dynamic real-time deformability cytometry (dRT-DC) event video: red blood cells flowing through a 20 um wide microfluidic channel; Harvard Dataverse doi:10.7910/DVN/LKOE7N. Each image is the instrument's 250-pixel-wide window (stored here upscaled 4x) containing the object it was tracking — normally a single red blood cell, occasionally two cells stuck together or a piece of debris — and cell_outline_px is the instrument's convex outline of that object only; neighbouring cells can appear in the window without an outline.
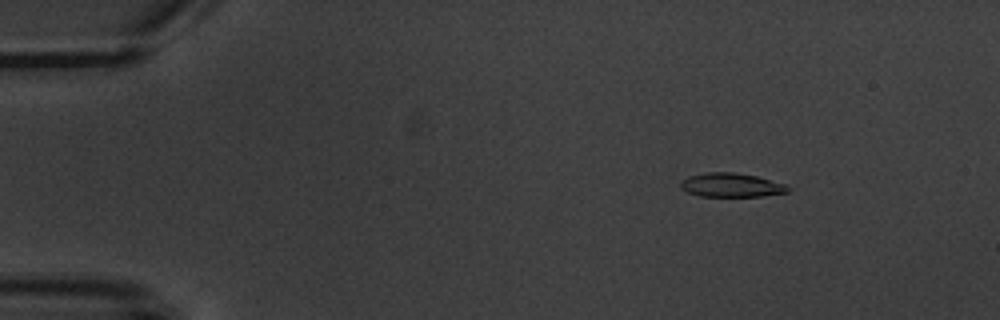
{"species": "common noctule bat (a hibernating species)", "species_latin": "Nyctalus noctula", "temperature_condition": "warm", "stored_images_in_passage": 7, "camera_frame_rate_fps": 3000, "um_per_image_px": 0.085, "animal": {"sex": "male", "body_mass_g": 20.1, "forearm_length_mm": 53.5}, "frame": {"image": 1, "passage_image": 2, "time_ms": 2.0, "image_size_px": [1000, 320], "cell_outline_px": [[792, 188], [788, 192], [760, 196], [700, 196], [688, 192], [680, 188], [680, 180], [688, 176], [704, 172], [736, 172], [756, 176], [788, 184]], "centroid_in_image_um": [62.17, 15.72], "position_along_channel_um": 22.8, "area_um2": 15.2}}
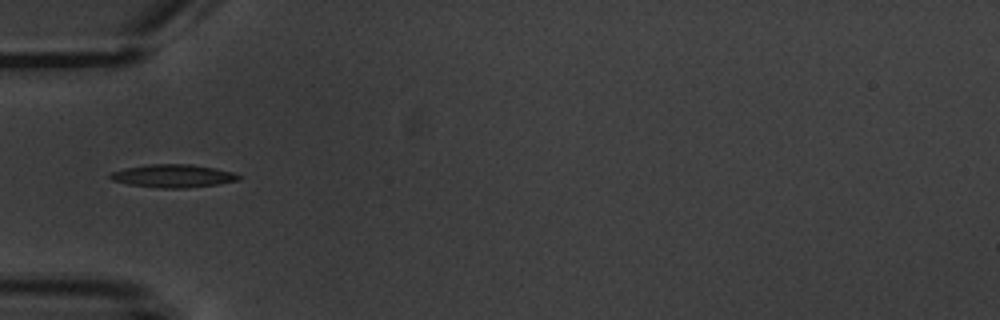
{"frame": {"image": 2, "passage_image": 5, "time_ms": 5.667, "image_size_px": [1000, 320], "cell_outline_px": [[240, 180], [216, 184], [184, 188], [160, 188], [128, 184], [112, 180], [108, 176], [112, 172], [124, 168], [148, 164], [192, 164], [232, 172], [240, 176]], "centroid_in_image_um": [14.67, 14.95], "position_along_channel_um": 70.3, "area_um2": 17.05}}
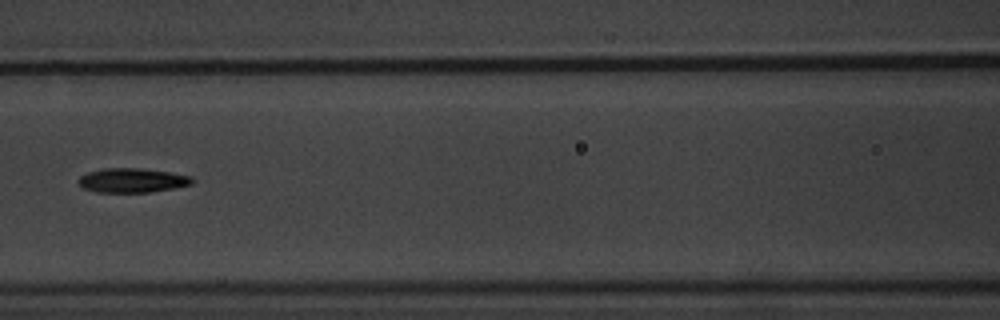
{"frame": {"image": 3, "passage_image": 7, "time_ms": 8.0, "image_size_px": [1000, 320], "cell_outline_px": [[196, 180], [192, 184], [176, 188], [152, 192], [96, 192], [84, 188], [80, 184], [80, 176], [88, 172], [104, 168], [136, 168], [168, 172], [192, 176]], "centroid_in_image_um": [11.3, 15.33], "position_along_channel_um": 155.3, "area_um2": 16.07}}